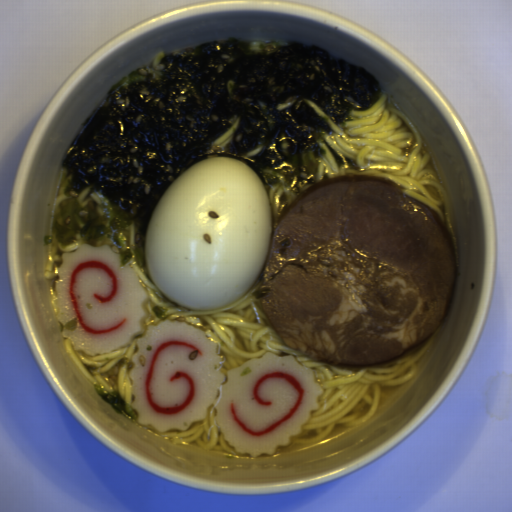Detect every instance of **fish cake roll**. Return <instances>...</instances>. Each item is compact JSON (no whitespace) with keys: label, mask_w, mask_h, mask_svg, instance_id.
<instances>
[{"label":"fish cake roll","mask_w":512,"mask_h":512,"mask_svg":"<svg viewBox=\"0 0 512 512\" xmlns=\"http://www.w3.org/2000/svg\"><path fill=\"white\" fill-rule=\"evenodd\" d=\"M54 282L62 336L89 356L130 345L145 331L147 290L107 244L63 253Z\"/></svg>","instance_id":"80858fc9"},{"label":"fish cake roll","mask_w":512,"mask_h":512,"mask_svg":"<svg viewBox=\"0 0 512 512\" xmlns=\"http://www.w3.org/2000/svg\"><path fill=\"white\" fill-rule=\"evenodd\" d=\"M129 376L140 425L185 432L213 406L222 440L238 454L273 455L302 432L323 394L312 369L292 354L267 352L227 374L207 333L164 320L138 338Z\"/></svg>","instance_id":"14b837c1"}]
</instances>
